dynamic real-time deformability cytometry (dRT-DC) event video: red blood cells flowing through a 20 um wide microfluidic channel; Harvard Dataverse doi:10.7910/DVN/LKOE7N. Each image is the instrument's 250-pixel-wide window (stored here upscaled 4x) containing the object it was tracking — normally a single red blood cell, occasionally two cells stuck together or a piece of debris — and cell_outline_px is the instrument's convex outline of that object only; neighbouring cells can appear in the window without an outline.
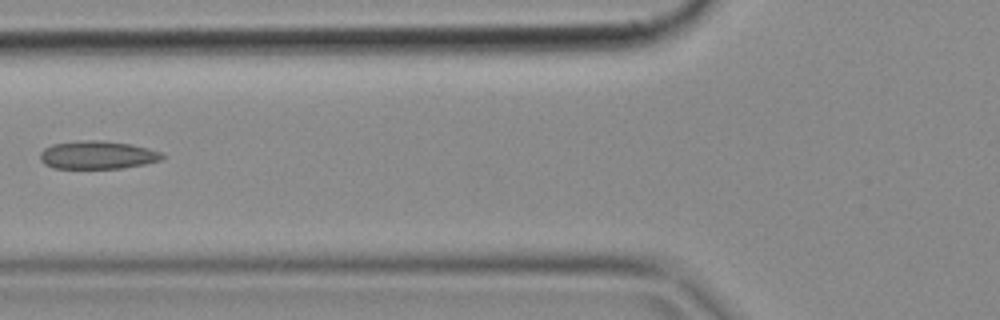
{"species": "common noctule bat (a hibernating species)", "species_latin": "Nyctalus noctula", "temperature_condition": "cold", "stored_images_in_passage": 5, "camera_frame_rate_fps": 3000, "um_per_image_px": 0.085, "animal": {"sex": "female", "body_mass_g": 18.4}, "frame": {"image": 1, "passage_image": 5, "time_ms": 1.333, "image_size_px": [1000, 320], "cell_outline_px": [[164, 156], [160, 160], [144, 164], [120, 168], [56, 168], [44, 164], [40, 160], [40, 152], [44, 148], [52, 144], [80, 140], [104, 140], [132, 144], [148, 148], [160, 152]], "centroid_in_image_um": [8.26, 13.16], "position_along_channel_um": 117.5, "area_um2": 20.0}}